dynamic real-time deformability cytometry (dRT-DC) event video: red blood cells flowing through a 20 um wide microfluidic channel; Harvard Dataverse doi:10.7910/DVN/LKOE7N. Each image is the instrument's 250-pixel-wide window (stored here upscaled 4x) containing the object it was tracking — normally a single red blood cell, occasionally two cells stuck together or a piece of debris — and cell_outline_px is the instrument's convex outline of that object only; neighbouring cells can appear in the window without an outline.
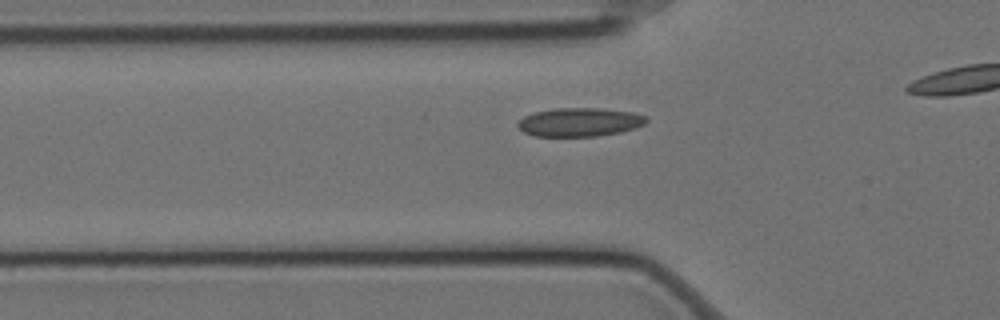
{"species": "Egyptian fruit bat (a non-hibernating species)", "species_latin": "Rousettus aegyptiacus", "temperature_condition": "cold", "stored_images_in_passage": 38, "camera_frame_rate_fps": 3000, "um_per_image_px": 0.085, "animal": {"sex": "female"}, "frame": {"image": 1, "passage_image": 10, "time_ms": 3.0, "image_size_px": [1000, 320], "cell_outline_px": [[648, 120], [644, 124], [636, 128], [620, 132], [596, 136], [536, 136], [524, 132], [516, 124], [524, 116], [532, 112], [556, 108], [600, 108], [632, 112], [648, 116]], "centroid_in_image_um": [49.29, 10.37], "position_along_channel_um": 76.5, "area_um2": 21.5}}
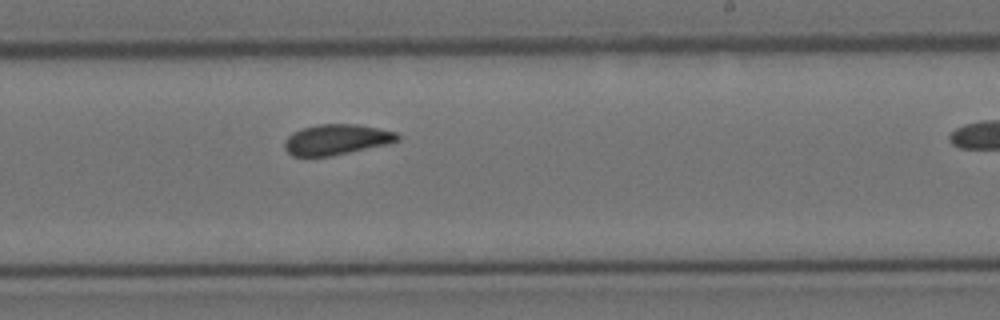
{"frame": {"image": 2, "passage_image": 26, "time_ms": 8.333, "image_size_px": [1000, 320], "cell_outline_px": [[400, 140], [388, 144], [332, 156], [292, 156], [284, 148], [284, 140], [292, 132], [304, 128], [320, 124], [356, 124], [396, 132], [400, 136]], "centroid_in_image_um": [28.6, 11.87], "position_along_channel_um": 260.4, "area_um2": 20.06}}
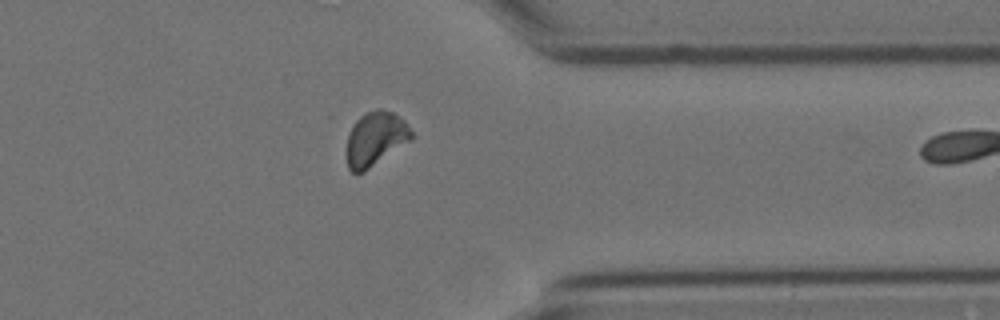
{"frame": {"image": 3, "passage_image": 37, "time_ms": 12.0, "image_size_px": [1000, 320], "cell_outline_px": [[416, 136], [412, 140], [364, 172], [352, 172], [348, 168], [344, 152], [348, 132], [356, 120], [364, 112], [376, 108], [380, 108], [392, 112], [404, 120]], "centroid_in_image_um": [31.89, 11.8], "position_along_channel_um": 379.5, "area_um2": 21.1}}